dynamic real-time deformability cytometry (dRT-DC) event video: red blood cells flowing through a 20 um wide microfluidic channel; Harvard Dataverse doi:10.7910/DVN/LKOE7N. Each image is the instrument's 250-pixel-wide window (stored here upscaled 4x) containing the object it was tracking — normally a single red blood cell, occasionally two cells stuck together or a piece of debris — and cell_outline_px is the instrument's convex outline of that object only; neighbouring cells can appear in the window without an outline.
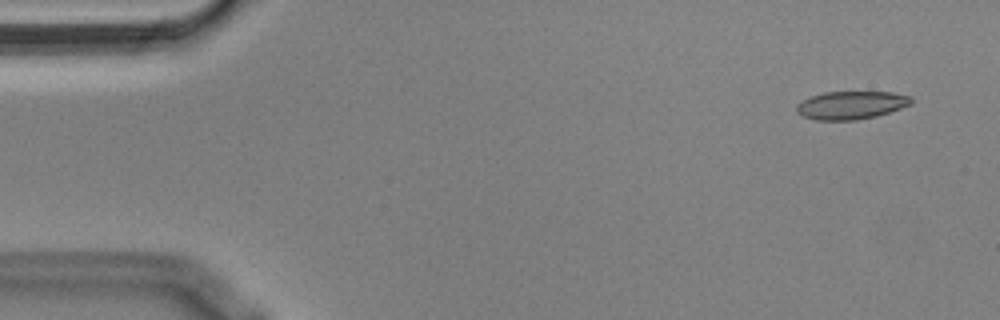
{"species": "Egyptian fruit bat (a non-hibernating species)", "species_latin": "Rousettus aegyptiacus", "temperature_condition": "cold", "stored_images_in_passage": 52, "camera_frame_rate_fps": 3000, "um_per_image_px": 0.085, "animal": {"sex": "male"}, "frame": {"image": 1, "passage_image": 1, "time_ms": 0.0, "image_size_px": [1000, 320], "cell_outline_px": [[912, 104], [876, 116], [856, 120], [816, 120], [804, 116], [796, 112], [796, 104], [812, 96], [824, 92], [892, 92], [912, 96]], "centroid_in_image_um": [72.35, 8.93], "position_along_channel_um": 12.6, "area_um2": 18.67}}
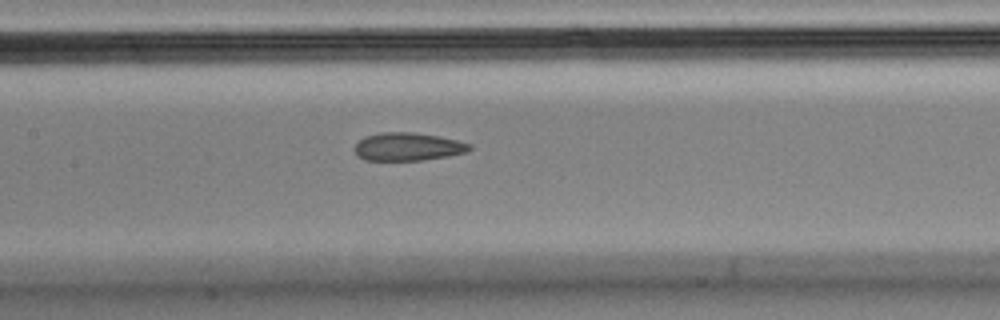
{"frame": {"image": 2, "passage_image": 23, "time_ms": 7.333, "image_size_px": [1000, 320], "cell_outline_px": [[472, 148], [468, 152], [448, 156], [420, 160], [364, 160], [356, 156], [352, 148], [364, 136], [380, 132], [412, 132], [440, 136], [472, 144]], "centroid_in_image_um": [34.64, 12.47], "position_along_channel_um": 172.8, "area_um2": 19.02}}
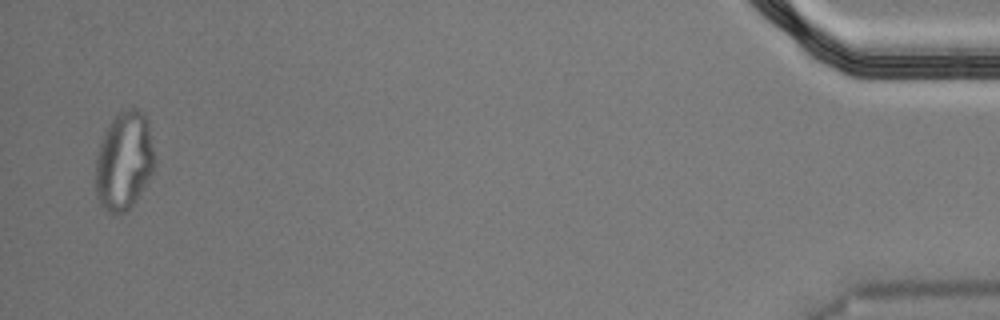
{"frame": {"image": 3, "passage_image": 51, "time_ms": 16.667, "image_size_px": [1000, 320], "cell_outline_px": [[156, 164], [140, 196], [124, 212], [108, 212], [100, 204], [96, 196], [96, 160], [100, 144], [112, 120], [120, 112], [128, 108], [136, 108], [148, 120], [156, 156]], "centroid_in_image_um": [10.58, 13.69], "position_along_channel_um": 424.6, "area_um2": 33.7}, "authors_computed_cell_mechanics": {"area_um2": 19.7676, "velocity_mm_per_s": 3.6308, "shape_relaxation_time_tau1_ms": null, "shape_relaxation_time_tau2_ms": 2.1882, "deformation_change_tau1": null, "deformation_change_tau2": 0.0795}}